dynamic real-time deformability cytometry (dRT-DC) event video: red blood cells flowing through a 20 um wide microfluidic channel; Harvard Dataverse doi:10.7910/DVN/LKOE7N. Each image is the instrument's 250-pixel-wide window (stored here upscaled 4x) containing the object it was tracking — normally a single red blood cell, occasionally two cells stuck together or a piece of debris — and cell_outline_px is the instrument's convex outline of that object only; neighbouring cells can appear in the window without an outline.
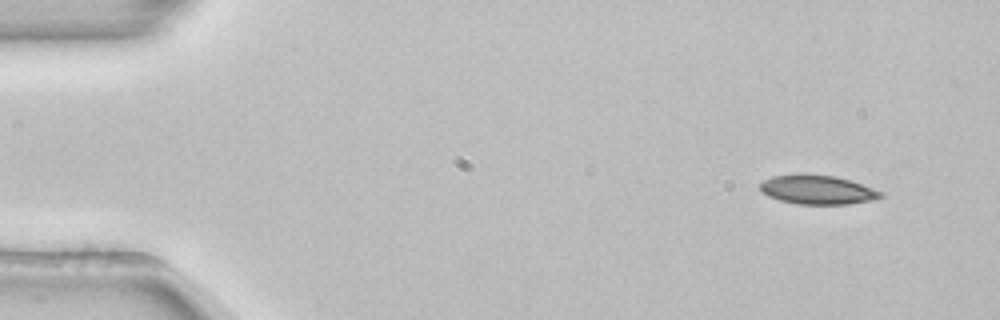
{"species": "common noctule bat (a hibernating species)", "species_latin": "Nyctalus noctula", "temperature_condition": "room temperature", "stored_images_in_passage": 44, "camera_frame_rate_fps": 3000, "um_per_image_px": 0.085, "animal": {"sex": "female", "body_mass_g": 22.7, "forearm_length_mm": 54.2}, "frame": {"image": 1, "passage_image": 1, "time_ms": 0.0, "image_size_px": [1000, 320], "cell_outline_px": [[884, 196], [876, 200], [848, 204], [796, 204], [780, 200], [768, 196], [760, 192], [760, 184], [764, 180], [772, 176], [836, 176], [884, 192]], "centroid_in_image_um": [69.52, 16.17], "position_along_channel_um": 15.5, "area_um2": 19.94}}
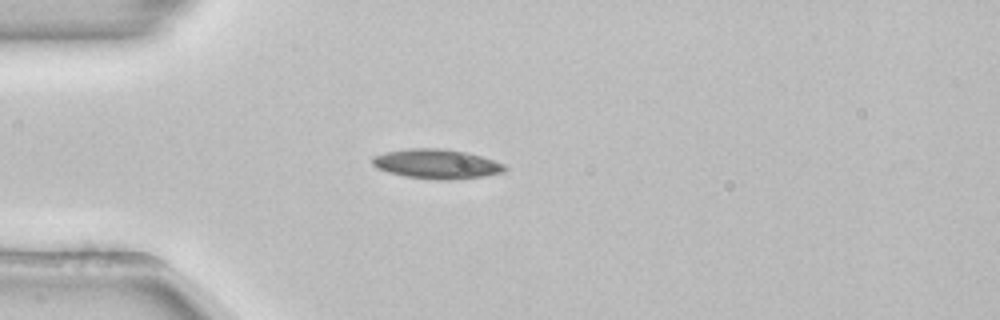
{"frame": {"image": 2, "passage_image": 11, "time_ms": 3.333, "image_size_px": [1000, 320], "cell_outline_px": [[508, 168], [504, 172], [484, 176], [452, 180], [440, 180], [404, 176], [388, 172], [376, 168], [372, 164], [372, 156], [388, 152], [408, 148], [440, 148], [464, 152], [480, 156], [504, 164]], "centroid_in_image_um": [37.1, 13.94], "position_along_channel_um": 47.9, "area_um2": 22.72}}
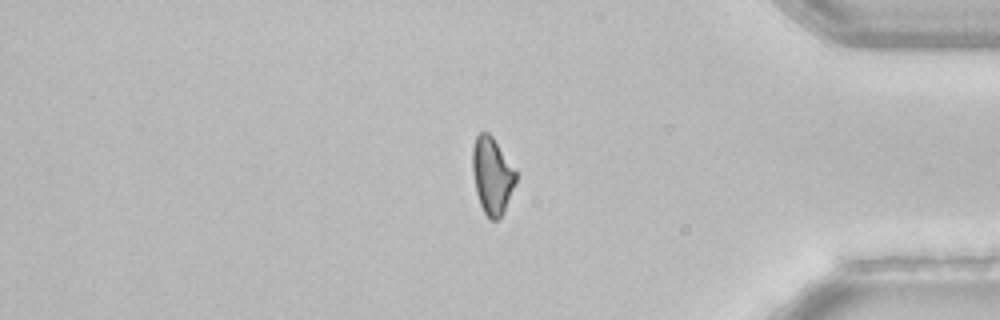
{"frame": {"image": 3, "passage_image": 41, "time_ms": 13.333, "image_size_px": [1000, 320], "cell_outline_px": [[516, 180], [504, 208], [500, 216], [496, 220], [492, 220], [484, 212], [480, 204], [476, 192], [472, 172], [472, 148], [476, 136], [480, 132], [488, 132], [492, 136], [516, 172]], "centroid_in_image_um": [41.78, 14.89], "position_along_channel_um": 393.4, "area_um2": 18.9}, "authors_computed_cell_mechanics": {"area_um2": 21.1259, "velocity_mm_per_s": 3.8867, "shape_relaxation_time_tau1_ms": 9.366, "shape_relaxation_time_tau2_ms": null, "deformation_change_tau1": 0.1906, "deformation_change_tau2": null}}